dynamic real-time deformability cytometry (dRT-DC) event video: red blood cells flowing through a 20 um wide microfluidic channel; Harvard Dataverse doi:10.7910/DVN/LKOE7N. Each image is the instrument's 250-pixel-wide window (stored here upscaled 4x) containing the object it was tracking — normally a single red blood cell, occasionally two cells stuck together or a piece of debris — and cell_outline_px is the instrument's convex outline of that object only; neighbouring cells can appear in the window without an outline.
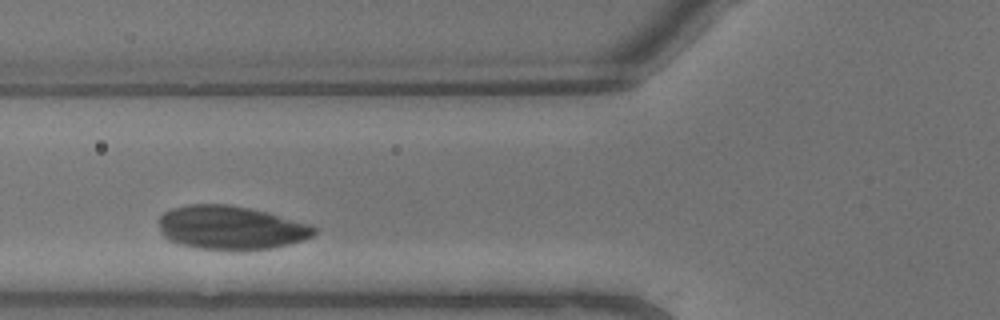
{"species": "common noctule bat (a hibernating species)", "species_latin": "Nyctalus noctula", "temperature_condition": "warm", "stored_images_in_passage": 4, "camera_frame_rate_fps": 3000, "um_per_image_px": 0.085, "animal": {"sex": "male", "body_mass_g": 13.3}, "frame": {"image": 1, "passage_image": 3, "time_ms": 0.667, "image_size_px": [1000, 320], "cell_outline_px": [[316, 236], [304, 240], [272, 248], [232, 252], [196, 248], [176, 244], [168, 240], [160, 232], [160, 216], [164, 212], [172, 208], [188, 204], [224, 204], [248, 208], [268, 212], [312, 224], [316, 228]], "centroid_in_image_um": [19.64, 19.38], "position_along_channel_um": 106.2, "area_um2": 40.4}}
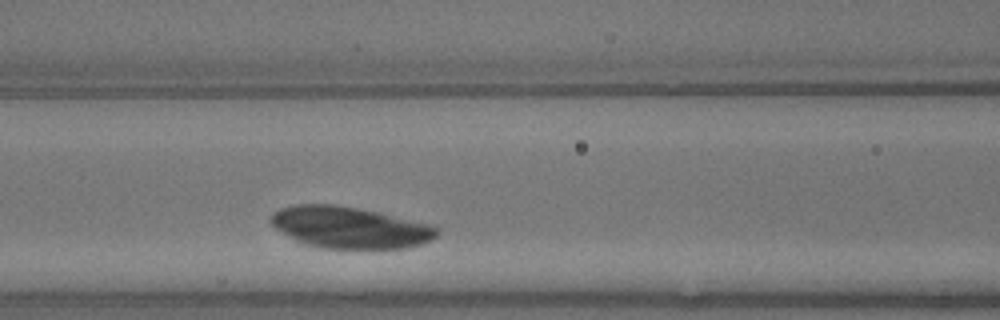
{"frame": {"image": 2, "passage_image": 4, "time_ms": 1.0, "image_size_px": [1000, 320], "cell_outline_px": [[440, 228], [436, 236], [432, 240], [420, 244], [404, 248], [316, 248], [304, 244], [296, 240], [276, 228], [268, 220], [272, 212], [280, 208], [296, 204], [332, 204], [380, 212], [428, 224]], "centroid_in_image_um": [29.7, 19.33], "position_along_channel_um": 136.9, "area_um2": 40.17}}